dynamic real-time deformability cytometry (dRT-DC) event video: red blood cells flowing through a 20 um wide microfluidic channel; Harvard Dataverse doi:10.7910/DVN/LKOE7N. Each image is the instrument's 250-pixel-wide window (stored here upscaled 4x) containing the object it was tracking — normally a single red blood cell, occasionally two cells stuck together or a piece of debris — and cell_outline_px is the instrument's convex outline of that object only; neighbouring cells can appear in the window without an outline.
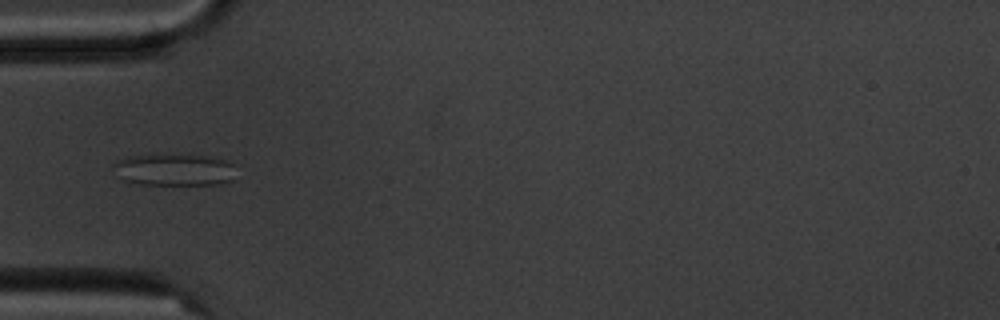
{"species": "common noctule bat (a hibernating species)", "species_latin": "Nyctalus noctula", "temperature_condition": "cold", "stored_images_in_passage": 10, "camera_frame_rate_fps": 3000, "um_per_image_px": 0.085, "animal": {"sex": "male", "body_mass_g": 20.1, "forearm_length_mm": 53.5}, "frame": {"image": 1, "passage_image": 4, "time_ms": 3.667, "image_size_px": [1000, 320], "cell_outline_px": [[236, 164], [232, 180], [220, 184], [140, 184], [124, 180], [120, 176], [112, 164], [116, 160], [124, 156], [148, 152], [192, 152], [228, 160]], "centroid_in_image_um": [14.82, 14.33], "position_along_channel_um": 70.2, "area_um2": 24.33}}
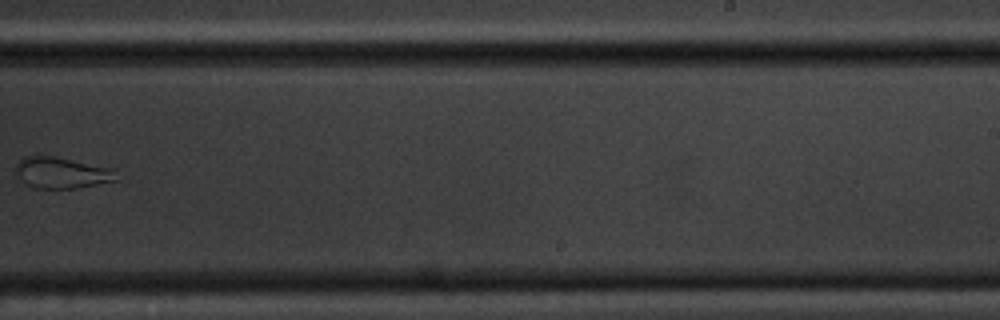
{"frame": {"image": 2, "passage_image": 9, "time_ms": 9.667, "image_size_px": [1000, 320], "cell_outline_px": [[116, 180], [76, 188], [36, 188], [24, 184], [20, 180], [16, 172], [16, 164], [24, 156], [56, 156], [116, 168]], "centroid_in_image_um": [5.25, 14.67], "position_along_channel_um": 283.8, "area_um2": 18.44}}
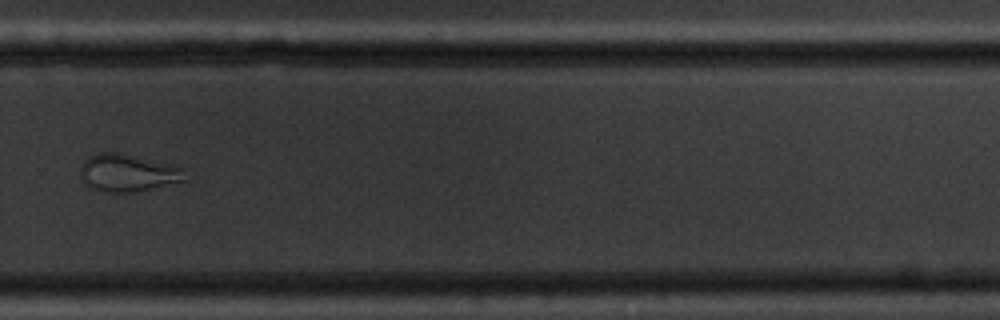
{"frame": {"image": 3, "passage_image": 10, "time_ms": 10.667, "image_size_px": [1000, 320], "cell_outline_px": [[188, 180], [132, 192], [104, 192], [92, 188], [84, 184], [80, 176], [80, 168], [84, 160], [88, 156], [100, 152], [120, 152], [172, 164], [184, 168]], "centroid_in_image_um": [10.86, 14.68], "position_along_channel_um": 318.9, "area_um2": 23.12}}